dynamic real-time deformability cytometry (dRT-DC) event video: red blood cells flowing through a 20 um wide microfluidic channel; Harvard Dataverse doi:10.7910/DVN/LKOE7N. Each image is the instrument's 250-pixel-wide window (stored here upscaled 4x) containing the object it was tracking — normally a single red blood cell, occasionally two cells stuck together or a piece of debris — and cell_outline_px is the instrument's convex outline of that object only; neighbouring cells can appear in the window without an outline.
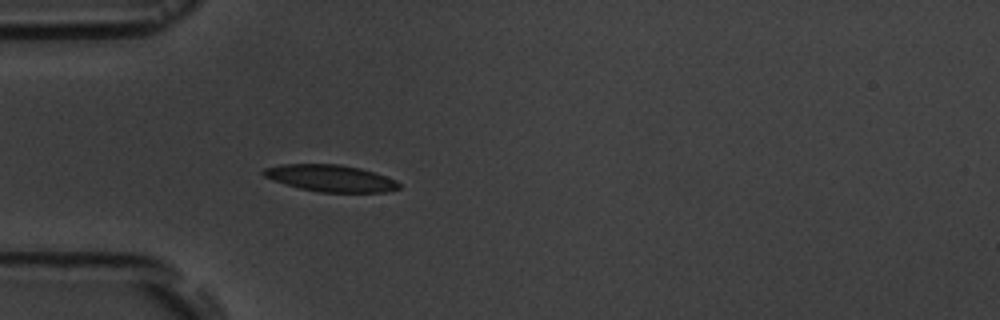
{"species": "common noctule bat (a hibernating species)", "species_latin": "Nyctalus noctula", "temperature_condition": "room temperature", "stored_images_in_passage": 4, "camera_frame_rate_fps": 3000, "um_per_image_px": 0.085, "animal": {"sex": "male", "body_mass_g": 19.5, "forearm_length_mm": 54.6}, "frame": {"image": 1, "passage_image": 4, "time_ms": 3.667, "image_size_px": [1000, 320], "cell_outline_px": [[400, 188], [384, 192], [320, 192], [300, 188], [264, 176], [260, 172], [264, 168], [280, 164], [336, 164], [360, 168], [396, 180], [400, 184]], "centroid_in_image_um": [28.09, 15.14], "position_along_channel_um": 56.9, "area_um2": 20.81}}